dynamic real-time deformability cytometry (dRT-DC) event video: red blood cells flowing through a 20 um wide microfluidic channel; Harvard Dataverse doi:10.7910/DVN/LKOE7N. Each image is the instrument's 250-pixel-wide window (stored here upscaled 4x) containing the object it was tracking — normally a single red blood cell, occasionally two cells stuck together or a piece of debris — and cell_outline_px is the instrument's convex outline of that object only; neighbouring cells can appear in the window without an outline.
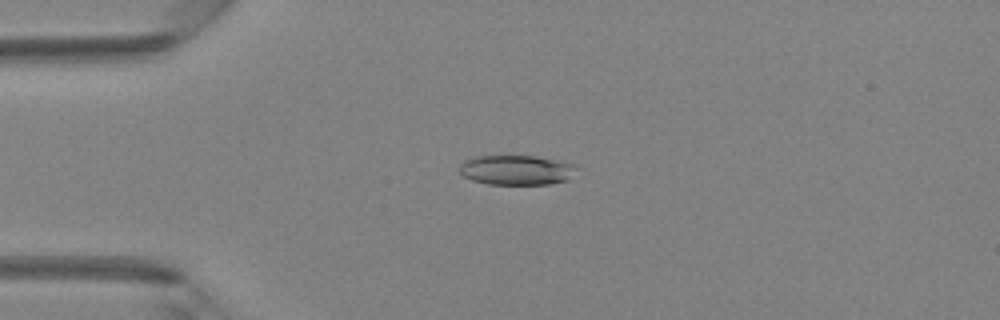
{"species": "Egyptian fruit bat (a non-hibernating species)", "species_latin": "Rousettus aegyptiacus", "temperature_condition": "room temperature", "stored_images_in_passage": 48, "camera_frame_rate_fps": 3000, "um_per_image_px": 0.085, "animal": {"sex": "female"}, "frame": {"image": 1, "passage_image": 12, "time_ms": 3.667, "image_size_px": [1000, 320], "cell_outline_px": [[576, 168], [568, 180], [548, 184], [488, 184], [472, 180], [464, 176], [460, 172], [460, 164], [464, 160], [476, 156], [536, 156], [576, 164]], "centroid_in_image_um": [43.89, 14.45], "position_along_channel_um": 41.1, "area_um2": 20.23}}
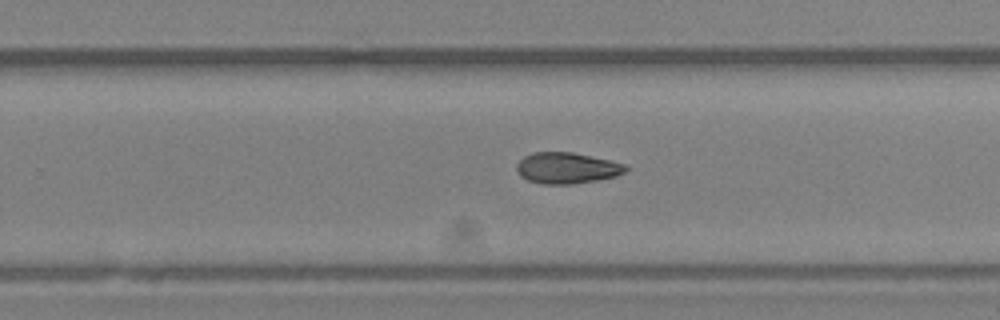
{"frame": {"image": 2, "passage_image": 31, "time_ms": 10.0, "image_size_px": [1000, 320], "cell_outline_px": [[628, 168], [624, 172], [616, 176], [596, 180], [572, 184], [540, 184], [528, 180], [520, 176], [516, 168], [516, 164], [524, 156], [532, 152], [572, 152], [608, 160], [624, 164]], "centroid_in_image_um": [48.14, 14.28], "position_along_channel_um": 281.7, "area_um2": 19.65}}
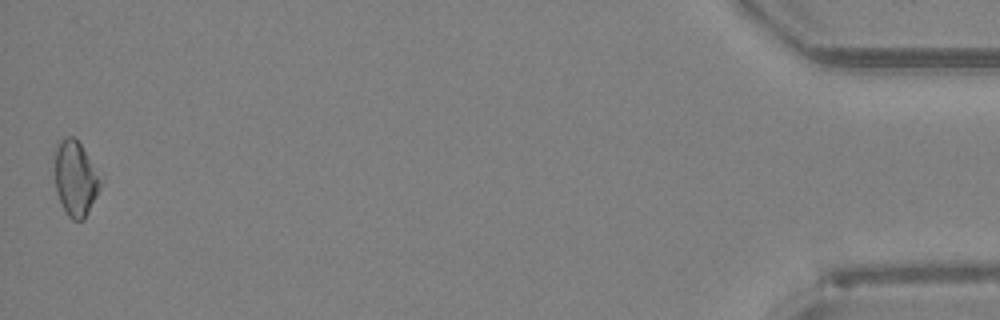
{"frame": {"image": 3, "passage_image": 48, "time_ms": 15.667, "image_size_px": [1000, 320], "cell_outline_px": [[104, 180], [84, 220], [72, 220], [68, 216], [56, 192], [56, 148], [60, 140], [64, 136], [72, 136], [80, 144]], "centroid_in_image_um": [6.45, 15.18], "position_along_channel_um": 428.8, "area_um2": 19.77}}